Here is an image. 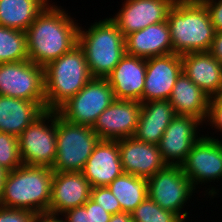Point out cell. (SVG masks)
<instances>
[{
	"label": "cell",
	"instance_id": "6da1fadb",
	"mask_svg": "<svg viewBox=\"0 0 222 222\" xmlns=\"http://www.w3.org/2000/svg\"><path fill=\"white\" fill-rule=\"evenodd\" d=\"M52 2L25 31L28 58L43 67L78 44L79 23L66 9Z\"/></svg>",
	"mask_w": 222,
	"mask_h": 222
},
{
	"label": "cell",
	"instance_id": "7a4b0ae2",
	"mask_svg": "<svg viewBox=\"0 0 222 222\" xmlns=\"http://www.w3.org/2000/svg\"><path fill=\"white\" fill-rule=\"evenodd\" d=\"M167 22L173 53L210 51L215 29L201 0H175L168 11Z\"/></svg>",
	"mask_w": 222,
	"mask_h": 222
},
{
	"label": "cell",
	"instance_id": "3957f363",
	"mask_svg": "<svg viewBox=\"0 0 222 222\" xmlns=\"http://www.w3.org/2000/svg\"><path fill=\"white\" fill-rule=\"evenodd\" d=\"M53 176L54 171L48 166L22 164L8 171L0 205L35 214L49 212Z\"/></svg>",
	"mask_w": 222,
	"mask_h": 222
},
{
	"label": "cell",
	"instance_id": "277c9868",
	"mask_svg": "<svg viewBox=\"0 0 222 222\" xmlns=\"http://www.w3.org/2000/svg\"><path fill=\"white\" fill-rule=\"evenodd\" d=\"M95 21L87 28L79 25L78 45L92 78H106L126 54L125 37L110 18Z\"/></svg>",
	"mask_w": 222,
	"mask_h": 222
},
{
	"label": "cell",
	"instance_id": "5b68a950",
	"mask_svg": "<svg viewBox=\"0 0 222 222\" xmlns=\"http://www.w3.org/2000/svg\"><path fill=\"white\" fill-rule=\"evenodd\" d=\"M92 78L85 54L77 44L44 67L46 110L56 111Z\"/></svg>",
	"mask_w": 222,
	"mask_h": 222
},
{
	"label": "cell",
	"instance_id": "8992f818",
	"mask_svg": "<svg viewBox=\"0 0 222 222\" xmlns=\"http://www.w3.org/2000/svg\"><path fill=\"white\" fill-rule=\"evenodd\" d=\"M57 153L54 172H82L100 138L92 127L70 123L56 112Z\"/></svg>",
	"mask_w": 222,
	"mask_h": 222
},
{
	"label": "cell",
	"instance_id": "52a82bcc",
	"mask_svg": "<svg viewBox=\"0 0 222 222\" xmlns=\"http://www.w3.org/2000/svg\"><path fill=\"white\" fill-rule=\"evenodd\" d=\"M195 192L198 191H195L179 165H166L147 179L148 197L161 208L177 214L184 222H187L190 214L187 210L184 212V208Z\"/></svg>",
	"mask_w": 222,
	"mask_h": 222
},
{
	"label": "cell",
	"instance_id": "ba28073f",
	"mask_svg": "<svg viewBox=\"0 0 222 222\" xmlns=\"http://www.w3.org/2000/svg\"><path fill=\"white\" fill-rule=\"evenodd\" d=\"M23 165L53 167L57 153L56 111L45 110L18 137Z\"/></svg>",
	"mask_w": 222,
	"mask_h": 222
},
{
	"label": "cell",
	"instance_id": "9c48e42d",
	"mask_svg": "<svg viewBox=\"0 0 222 222\" xmlns=\"http://www.w3.org/2000/svg\"><path fill=\"white\" fill-rule=\"evenodd\" d=\"M115 100L113 90L106 78H91L73 97L57 110L66 121L93 127L99 115Z\"/></svg>",
	"mask_w": 222,
	"mask_h": 222
},
{
	"label": "cell",
	"instance_id": "30bf717a",
	"mask_svg": "<svg viewBox=\"0 0 222 222\" xmlns=\"http://www.w3.org/2000/svg\"><path fill=\"white\" fill-rule=\"evenodd\" d=\"M0 95L36 102L44 111V67L29 59L0 64Z\"/></svg>",
	"mask_w": 222,
	"mask_h": 222
},
{
	"label": "cell",
	"instance_id": "8fae6325",
	"mask_svg": "<svg viewBox=\"0 0 222 222\" xmlns=\"http://www.w3.org/2000/svg\"><path fill=\"white\" fill-rule=\"evenodd\" d=\"M214 134H203L180 165L196 191L202 188L198 185L214 183L215 180L218 183L222 179V138Z\"/></svg>",
	"mask_w": 222,
	"mask_h": 222
},
{
	"label": "cell",
	"instance_id": "7c38bea8",
	"mask_svg": "<svg viewBox=\"0 0 222 222\" xmlns=\"http://www.w3.org/2000/svg\"><path fill=\"white\" fill-rule=\"evenodd\" d=\"M202 125L204 123L193 116L176 115L173 118L158 144L167 165L180 166L184 162L195 142L203 135L200 133Z\"/></svg>",
	"mask_w": 222,
	"mask_h": 222
},
{
	"label": "cell",
	"instance_id": "4fadbf2b",
	"mask_svg": "<svg viewBox=\"0 0 222 222\" xmlns=\"http://www.w3.org/2000/svg\"><path fill=\"white\" fill-rule=\"evenodd\" d=\"M181 73L180 54L170 53L146 59V76L141 103L168 100Z\"/></svg>",
	"mask_w": 222,
	"mask_h": 222
},
{
	"label": "cell",
	"instance_id": "5bb4252c",
	"mask_svg": "<svg viewBox=\"0 0 222 222\" xmlns=\"http://www.w3.org/2000/svg\"><path fill=\"white\" fill-rule=\"evenodd\" d=\"M141 103L136 100H117L97 118L92 129L100 140H120L133 137L137 128Z\"/></svg>",
	"mask_w": 222,
	"mask_h": 222
},
{
	"label": "cell",
	"instance_id": "9a60e30c",
	"mask_svg": "<svg viewBox=\"0 0 222 222\" xmlns=\"http://www.w3.org/2000/svg\"><path fill=\"white\" fill-rule=\"evenodd\" d=\"M174 2L175 0H124L122 8L109 18L126 37L149 25L166 21Z\"/></svg>",
	"mask_w": 222,
	"mask_h": 222
},
{
	"label": "cell",
	"instance_id": "2e32d148",
	"mask_svg": "<svg viewBox=\"0 0 222 222\" xmlns=\"http://www.w3.org/2000/svg\"><path fill=\"white\" fill-rule=\"evenodd\" d=\"M117 142L124 173L148 179L167 165L156 144L140 141L134 136Z\"/></svg>",
	"mask_w": 222,
	"mask_h": 222
},
{
	"label": "cell",
	"instance_id": "e0dca14e",
	"mask_svg": "<svg viewBox=\"0 0 222 222\" xmlns=\"http://www.w3.org/2000/svg\"><path fill=\"white\" fill-rule=\"evenodd\" d=\"M91 188L82 172H54L49 213L62 215L83 206L90 198Z\"/></svg>",
	"mask_w": 222,
	"mask_h": 222
},
{
	"label": "cell",
	"instance_id": "ac0fdd59",
	"mask_svg": "<svg viewBox=\"0 0 222 222\" xmlns=\"http://www.w3.org/2000/svg\"><path fill=\"white\" fill-rule=\"evenodd\" d=\"M146 76V59L125 54L106 77L117 100L141 103Z\"/></svg>",
	"mask_w": 222,
	"mask_h": 222
},
{
	"label": "cell",
	"instance_id": "d6986e66",
	"mask_svg": "<svg viewBox=\"0 0 222 222\" xmlns=\"http://www.w3.org/2000/svg\"><path fill=\"white\" fill-rule=\"evenodd\" d=\"M82 173L91 187L108 186L120 176L123 169L117 140H99Z\"/></svg>",
	"mask_w": 222,
	"mask_h": 222
},
{
	"label": "cell",
	"instance_id": "ffe728a7",
	"mask_svg": "<svg viewBox=\"0 0 222 222\" xmlns=\"http://www.w3.org/2000/svg\"><path fill=\"white\" fill-rule=\"evenodd\" d=\"M182 72L210 98L222 94V65L209 51L181 55Z\"/></svg>",
	"mask_w": 222,
	"mask_h": 222
},
{
	"label": "cell",
	"instance_id": "44dd1931",
	"mask_svg": "<svg viewBox=\"0 0 222 222\" xmlns=\"http://www.w3.org/2000/svg\"><path fill=\"white\" fill-rule=\"evenodd\" d=\"M125 48L126 54L144 59L173 53L167 20L127 35Z\"/></svg>",
	"mask_w": 222,
	"mask_h": 222
},
{
	"label": "cell",
	"instance_id": "7402d4cb",
	"mask_svg": "<svg viewBox=\"0 0 222 222\" xmlns=\"http://www.w3.org/2000/svg\"><path fill=\"white\" fill-rule=\"evenodd\" d=\"M169 100L141 103V111L134 137L158 145L164 131L176 116Z\"/></svg>",
	"mask_w": 222,
	"mask_h": 222
},
{
	"label": "cell",
	"instance_id": "603a6c76",
	"mask_svg": "<svg viewBox=\"0 0 222 222\" xmlns=\"http://www.w3.org/2000/svg\"><path fill=\"white\" fill-rule=\"evenodd\" d=\"M168 100L177 115L193 116L205 122L210 97L183 72L177 78Z\"/></svg>",
	"mask_w": 222,
	"mask_h": 222
},
{
	"label": "cell",
	"instance_id": "cb8c5ba5",
	"mask_svg": "<svg viewBox=\"0 0 222 222\" xmlns=\"http://www.w3.org/2000/svg\"><path fill=\"white\" fill-rule=\"evenodd\" d=\"M43 112L34 101L0 95V132L19 137Z\"/></svg>",
	"mask_w": 222,
	"mask_h": 222
},
{
	"label": "cell",
	"instance_id": "d4e9b609",
	"mask_svg": "<svg viewBox=\"0 0 222 222\" xmlns=\"http://www.w3.org/2000/svg\"><path fill=\"white\" fill-rule=\"evenodd\" d=\"M50 0H0V25L26 31Z\"/></svg>",
	"mask_w": 222,
	"mask_h": 222
},
{
	"label": "cell",
	"instance_id": "484cf974",
	"mask_svg": "<svg viewBox=\"0 0 222 222\" xmlns=\"http://www.w3.org/2000/svg\"><path fill=\"white\" fill-rule=\"evenodd\" d=\"M119 201L122 212H133L148 196L147 178L122 173L108 186Z\"/></svg>",
	"mask_w": 222,
	"mask_h": 222
},
{
	"label": "cell",
	"instance_id": "4316f807",
	"mask_svg": "<svg viewBox=\"0 0 222 222\" xmlns=\"http://www.w3.org/2000/svg\"><path fill=\"white\" fill-rule=\"evenodd\" d=\"M28 59L26 32L0 25V64Z\"/></svg>",
	"mask_w": 222,
	"mask_h": 222
},
{
	"label": "cell",
	"instance_id": "83f0119b",
	"mask_svg": "<svg viewBox=\"0 0 222 222\" xmlns=\"http://www.w3.org/2000/svg\"><path fill=\"white\" fill-rule=\"evenodd\" d=\"M133 222H184L177 214L161 208L148 196L131 212Z\"/></svg>",
	"mask_w": 222,
	"mask_h": 222
},
{
	"label": "cell",
	"instance_id": "f1b7e54d",
	"mask_svg": "<svg viewBox=\"0 0 222 222\" xmlns=\"http://www.w3.org/2000/svg\"><path fill=\"white\" fill-rule=\"evenodd\" d=\"M18 137L0 132V166L12 171L21 166Z\"/></svg>",
	"mask_w": 222,
	"mask_h": 222
},
{
	"label": "cell",
	"instance_id": "f546056e",
	"mask_svg": "<svg viewBox=\"0 0 222 222\" xmlns=\"http://www.w3.org/2000/svg\"><path fill=\"white\" fill-rule=\"evenodd\" d=\"M90 198L110 214L122 212L119 201L107 186L92 187Z\"/></svg>",
	"mask_w": 222,
	"mask_h": 222
},
{
	"label": "cell",
	"instance_id": "4dcf8cb0",
	"mask_svg": "<svg viewBox=\"0 0 222 222\" xmlns=\"http://www.w3.org/2000/svg\"><path fill=\"white\" fill-rule=\"evenodd\" d=\"M204 123L206 126L210 125V128H215V133L220 131L222 134V94L210 98L208 115Z\"/></svg>",
	"mask_w": 222,
	"mask_h": 222
},
{
	"label": "cell",
	"instance_id": "1f68e13d",
	"mask_svg": "<svg viewBox=\"0 0 222 222\" xmlns=\"http://www.w3.org/2000/svg\"><path fill=\"white\" fill-rule=\"evenodd\" d=\"M37 214L24 209L8 208L0 205V222H35Z\"/></svg>",
	"mask_w": 222,
	"mask_h": 222
},
{
	"label": "cell",
	"instance_id": "d6a6232c",
	"mask_svg": "<svg viewBox=\"0 0 222 222\" xmlns=\"http://www.w3.org/2000/svg\"><path fill=\"white\" fill-rule=\"evenodd\" d=\"M62 216L66 222H93L92 199L89 198L83 206H78L66 211Z\"/></svg>",
	"mask_w": 222,
	"mask_h": 222
},
{
	"label": "cell",
	"instance_id": "836d02e7",
	"mask_svg": "<svg viewBox=\"0 0 222 222\" xmlns=\"http://www.w3.org/2000/svg\"><path fill=\"white\" fill-rule=\"evenodd\" d=\"M207 8L215 32L222 31V0H201Z\"/></svg>",
	"mask_w": 222,
	"mask_h": 222
},
{
	"label": "cell",
	"instance_id": "e575fe53",
	"mask_svg": "<svg viewBox=\"0 0 222 222\" xmlns=\"http://www.w3.org/2000/svg\"><path fill=\"white\" fill-rule=\"evenodd\" d=\"M112 214L107 212L99 204L92 200V218L93 222H109Z\"/></svg>",
	"mask_w": 222,
	"mask_h": 222
},
{
	"label": "cell",
	"instance_id": "d590c367",
	"mask_svg": "<svg viewBox=\"0 0 222 222\" xmlns=\"http://www.w3.org/2000/svg\"><path fill=\"white\" fill-rule=\"evenodd\" d=\"M209 52L222 65V31L215 32L212 46Z\"/></svg>",
	"mask_w": 222,
	"mask_h": 222
},
{
	"label": "cell",
	"instance_id": "8d00e7d4",
	"mask_svg": "<svg viewBox=\"0 0 222 222\" xmlns=\"http://www.w3.org/2000/svg\"><path fill=\"white\" fill-rule=\"evenodd\" d=\"M35 222H66L62 215L43 212L37 214Z\"/></svg>",
	"mask_w": 222,
	"mask_h": 222
},
{
	"label": "cell",
	"instance_id": "74e56055",
	"mask_svg": "<svg viewBox=\"0 0 222 222\" xmlns=\"http://www.w3.org/2000/svg\"><path fill=\"white\" fill-rule=\"evenodd\" d=\"M109 222H133L131 213L121 212L112 214Z\"/></svg>",
	"mask_w": 222,
	"mask_h": 222
},
{
	"label": "cell",
	"instance_id": "f35d334b",
	"mask_svg": "<svg viewBox=\"0 0 222 222\" xmlns=\"http://www.w3.org/2000/svg\"><path fill=\"white\" fill-rule=\"evenodd\" d=\"M8 171H6L3 167L0 166V203L3 195V187H4V181L5 177Z\"/></svg>",
	"mask_w": 222,
	"mask_h": 222
}]
</instances>
